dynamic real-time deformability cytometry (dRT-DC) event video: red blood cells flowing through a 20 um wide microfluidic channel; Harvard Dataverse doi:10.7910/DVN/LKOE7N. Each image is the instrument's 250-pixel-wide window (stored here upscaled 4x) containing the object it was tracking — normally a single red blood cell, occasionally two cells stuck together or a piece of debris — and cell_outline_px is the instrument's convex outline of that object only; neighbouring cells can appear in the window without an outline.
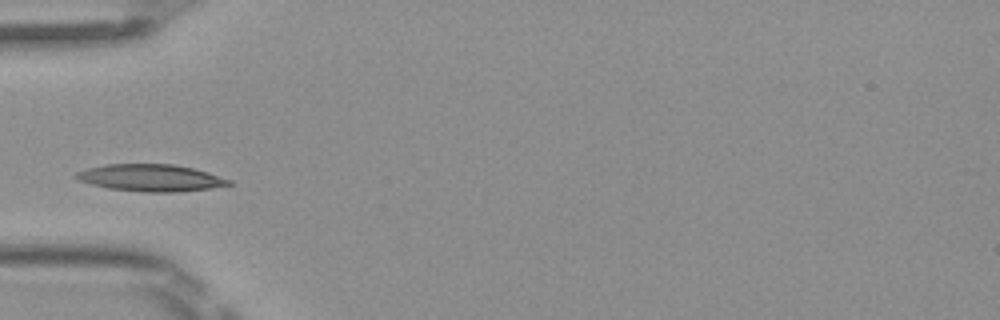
{"species": "Egyptian fruit bat (a non-hibernating species)", "species_latin": "Rousettus aegyptiacus", "temperature_condition": "room temperature", "stored_images_in_passage": 4, "camera_frame_rate_fps": 3000, "um_per_image_px": 0.085, "frame": {"image": 1, "passage_image": 3, "time_ms": 0.667, "image_size_px": [1000, 320], "cell_outline_px": [[232, 184], [208, 188], [176, 192], [144, 192], [108, 188], [92, 184], [80, 180], [76, 176], [76, 172], [88, 168], [108, 164], [176, 164], [208, 172], [232, 180]], "centroid_in_image_um": [12.84, 15.11], "position_along_channel_um": 72.2, "area_um2": 23.76}}
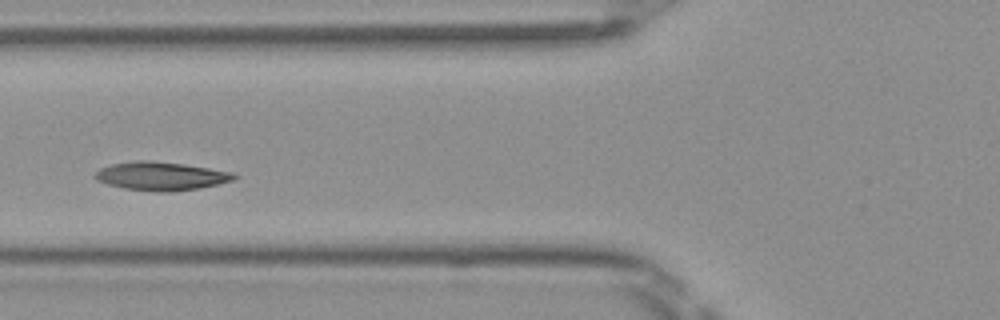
{"frame": {"image": 2, "passage_image": 4, "time_ms": 1.0, "image_size_px": [1000, 320], "cell_outline_px": [[236, 176], [232, 180], [200, 188], [172, 192], [160, 192], [124, 188], [108, 184], [96, 180], [92, 176], [100, 168], [112, 164], [136, 160], [148, 160], [184, 164], [232, 172]], "centroid_in_image_um": [13.64, 14.97], "position_along_channel_um": 112.2, "area_um2": 22.89}}